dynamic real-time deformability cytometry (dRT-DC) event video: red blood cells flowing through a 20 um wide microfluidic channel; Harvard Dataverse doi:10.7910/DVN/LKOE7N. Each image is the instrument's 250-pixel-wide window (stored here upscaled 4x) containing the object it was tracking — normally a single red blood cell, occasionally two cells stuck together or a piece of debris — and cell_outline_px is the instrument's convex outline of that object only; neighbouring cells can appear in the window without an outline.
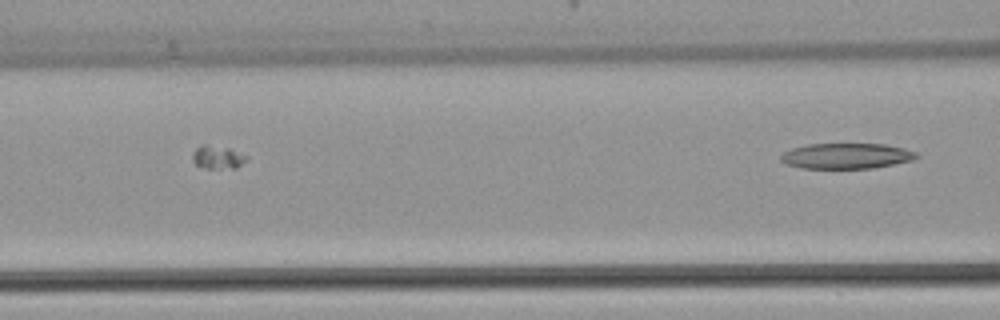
{"species": "common noctule bat (a hibernating species)", "species_latin": "Nyctalus noctula", "temperature_condition": "warm", "stored_images_in_passage": 15, "camera_frame_rate_fps": 3000, "um_per_image_px": 0.085, "animal": {"sex": "female", "body_mass_g": 22.7, "forearm_length_mm": 54.2}, "frame": {"image": 1, "passage_image": 15, "time_ms": 4.667, "image_size_px": [1000, 320], "cell_outline_px": [[920, 156], [912, 160], [872, 168], [800, 168], [788, 164], [780, 160], [780, 156], [784, 152], [792, 148], [808, 144], [884, 144], [904, 148], [916, 152]], "centroid_in_image_um": [71.94, 13.25], "position_along_channel_um": 94.7, "area_um2": 20.06}}